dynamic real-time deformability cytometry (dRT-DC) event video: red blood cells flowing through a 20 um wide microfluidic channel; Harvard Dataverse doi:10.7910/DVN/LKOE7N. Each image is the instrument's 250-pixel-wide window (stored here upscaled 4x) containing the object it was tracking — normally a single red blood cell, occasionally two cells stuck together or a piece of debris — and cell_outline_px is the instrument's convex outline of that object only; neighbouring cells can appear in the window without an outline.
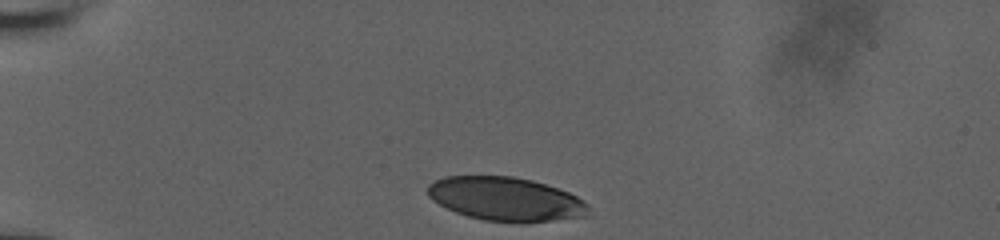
{"species": "human", "species_latin": "Homo sapiens", "temperature_condition": "room temperature", "stored_images_in_passage": 34, "camera_frame_rate_fps": 3000, "um_per_image_px": 0.085, "donor": {"sex": "male"}, "frame": {"image": 1, "passage_image": 1, "time_ms": 0.0, "image_size_px": [1000, 240], "cell_outline_px": [[592, 216], [524, 224], [520, 224], [484, 220], [468, 216], [456, 212], [432, 200], [428, 196], [428, 184], [444, 176], [512, 176], [532, 180], [568, 192], [584, 200], [588, 204]], "centroid_in_image_um": [43.05, 16.94], "position_along_channel_um": 41.9, "area_um2": 41.56}}
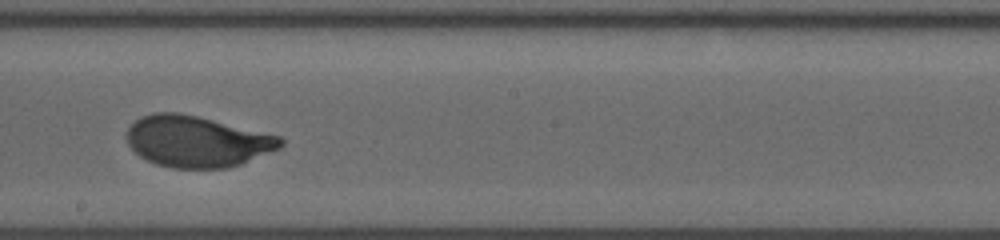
{"frame": {"image": 2, "passage_image": 20, "time_ms": 6.333, "image_size_px": [1000, 240], "cell_outline_px": [[284, 144], [280, 148], [240, 164], [228, 168], [172, 168], [156, 164], [140, 156], [128, 144], [128, 128], [140, 116], [152, 112], [180, 112], [280, 136], [284, 140]], "centroid_in_image_um": [16.74, 12.02], "position_along_channel_um": 231.5, "area_um2": 45.66}}
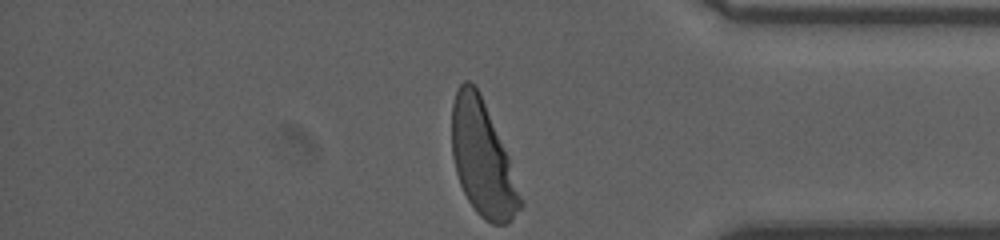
{"frame": {"image": 3, "passage_image": 34, "time_ms": 11.0, "image_size_px": [1000, 240], "cell_outline_px": [[524, 204], [508, 224], [492, 224], [484, 220], [476, 212], [468, 200], [460, 184], [456, 172], [452, 156], [452, 104], [456, 92], [460, 84], [464, 80], [468, 80], [480, 92], [508, 156]], "centroid_in_image_um": [41.01, 13.52], "position_along_channel_um": 394.2, "area_um2": 45.43}, "authors_computed_cell_mechanics": {"area_um2": 46.0088, "velocity_mm_per_s": 3.7982, "shape_relaxation_time_tau1_ms": 3.5683, "shape_relaxation_time_tau2_ms": null, "deformation_change_tau1": 0.1785, "deformation_change_tau2": null}}